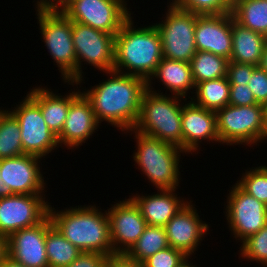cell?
<instances>
[{
	"label": "cell",
	"mask_w": 267,
	"mask_h": 267,
	"mask_svg": "<svg viewBox=\"0 0 267 267\" xmlns=\"http://www.w3.org/2000/svg\"><path fill=\"white\" fill-rule=\"evenodd\" d=\"M107 74L111 78L81 93L90 102L98 123L107 121L126 133L136 125L147 81L116 71Z\"/></svg>",
	"instance_id": "cell-1"
},
{
	"label": "cell",
	"mask_w": 267,
	"mask_h": 267,
	"mask_svg": "<svg viewBox=\"0 0 267 267\" xmlns=\"http://www.w3.org/2000/svg\"><path fill=\"white\" fill-rule=\"evenodd\" d=\"M132 18L115 35L113 71L148 81L163 58L161 37L155 25L137 29Z\"/></svg>",
	"instance_id": "cell-2"
},
{
	"label": "cell",
	"mask_w": 267,
	"mask_h": 267,
	"mask_svg": "<svg viewBox=\"0 0 267 267\" xmlns=\"http://www.w3.org/2000/svg\"><path fill=\"white\" fill-rule=\"evenodd\" d=\"M105 213V214H104ZM96 206L70 207L61 211L49 206L52 223L75 247L82 252L113 255L107 211Z\"/></svg>",
	"instance_id": "cell-3"
},
{
	"label": "cell",
	"mask_w": 267,
	"mask_h": 267,
	"mask_svg": "<svg viewBox=\"0 0 267 267\" xmlns=\"http://www.w3.org/2000/svg\"><path fill=\"white\" fill-rule=\"evenodd\" d=\"M152 89V85L147 86L143 94L139 117L133 129L183 150L180 99H187L176 95L169 97Z\"/></svg>",
	"instance_id": "cell-4"
},
{
	"label": "cell",
	"mask_w": 267,
	"mask_h": 267,
	"mask_svg": "<svg viewBox=\"0 0 267 267\" xmlns=\"http://www.w3.org/2000/svg\"><path fill=\"white\" fill-rule=\"evenodd\" d=\"M132 131H134L133 134L135 133L137 143V152L134 153L133 158L142 173L157 190L177 189L180 182L179 160L181 153L185 152L179 147L134 129L127 132Z\"/></svg>",
	"instance_id": "cell-5"
},
{
	"label": "cell",
	"mask_w": 267,
	"mask_h": 267,
	"mask_svg": "<svg viewBox=\"0 0 267 267\" xmlns=\"http://www.w3.org/2000/svg\"><path fill=\"white\" fill-rule=\"evenodd\" d=\"M216 113L219 142L226 145L248 146L267 139V122L265 106L255 104L249 106H227ZM250 144V145H249Z\"/></svg>",
	"instance_id": "cell-6"
},
{
	"label": "cell",
	"mask_w": 267,
	"mask_h": 267,
	"mask_svg": "<svg viewBox=\"0 0 267 267\" xmlns=\"http://www.w3.org/2000/svg\"><path fill=\"white\" fill-rule=\"evenodd\" d=\"M40 33L64 82H76L72 21L61 10H37Z\"/></svg>",
	"instance_id": "cell-7"
},
{
	"label": "cell",
	"mask_w": 267,
	"mask_h": 267,
	"mask_svg": "<svg viewBox=\"0 0 267 267\" xmlns=\"http://www.w3.org/2000/svg\"><path fill=\"white\" fill-rule=\"evenodd\" d=\"M72 41L76 54V82L70 85H80L83 81L81 62L105 73L114 69L115 35L94 29L90 26L72 21Z\"/></svg>",
	"instance_id": "cell-8"
},
{
	"label": "cell",
	"mask_w": 267,
	"mask_h": 267,
	"mask_svg": "<svg viewBox=\"0 0 267 267\" xmlns=\"http://www.w3.org/2000/svg\"><path fill=\"white\" fill-rule=\"evenodd\" d=\"M167 10L165 20L154 23L161 37L163 57L190 63L197 52L194 39L197 14L178 8L172 2Z\"/></svg>",
	"instance_id": "cell-9"
},
{
	"label": "cell",
	"mask_w": 267,
	"mask_h": 267,
	"mask_svg": "<svg viewBox=\"0 0 267 267\" xmlns=\"http://www.w3.org/2000/svg\"><path fill=\"white\" fill-rule=\"evenodd\" d=\"M125 0H70L61 11L73 22L116 35L131 16Z\"/></svg>",
	"instance_id": "cell-10"
},
{
	"label": "cell",
	"mask_w": 267,
	"mask_h": 267,
	"mask_svg": "<svg viewBox=\"0 0 267 267\" xmlns=\"http://www.w3.org/2000/svg\"><path fill=\"white\" fill-rule=\"evenodd\" d=\"M16 106L9 112L19 124L24 154L42 158L60 146L57 135L48 128L39 105L28 94Z\"/></svg>",
	"instance_id": "cell-11"
},
{
	"label": "cell",
	"mask_w": 267,
	"mask_h": 267,
	"mask_svg": "<svg viewBox=\"0 0 267 267\" xmlns=\"http://www.w3.org/2000/svg\"><path fill=\"white\" fill-rule=\"evenodd\" d=\"M43 195L13 194L0 198V234L35 226L49 215V202Z\"/></svg>",
	"instance_id": "cell-12"
},
{
	"label": "cell",
	"mask_w": 267,
	"mask_h": 267,
	"mask_svg": "<svg viewBox=\"0 0 267 267\" xmlns=\"http://www.w3.org/2000/svg\"><path fill=\"white\" fill-rule=\"evenodd\" d=\"M231 188L226 201V219L234 238L242 242L267 224V206L237 184Z\"/></svg>",
	"instance_id": "cell-13"
},
{
	"label": "cell",
	"mask_w": 267,
	"mask_h": 267,
	"mask_svg": "<svg viewBox=\"0 0 267 267\" xmlns=\"http://www.w3.org/2000/svg\"><path fill=\"white\" fill-rule=\"evenodd\" d=\"M107 210L113 255L126 254L143 234L147 223L131 198Z\"/></svg>",
	"instance_id": "cell-14"
},
{
	"label": "cell",
	"mask_w": 267,
	"mask_h": 267,
	"mask_svg": "<svg viewBox=\"0 0 267 267\" xmlns=\"http://www.w3.org/2000/svg\"><path fill=\"white\" fill-rule=\"evenodd\" d=\"M39 159L42 160L28 154L0 159L1 179L13 194L44 195L46 184L38 164Z\"/></svg>",
	"instance_id": "cell-15"
},
{
	"label": "cell",
	"mask_w": 267,
	"mask_h": 267,
	"mask_svg": "<svg viewBox=\"0 0 267 267\" xmlns=\"http://www.w3.org/2000/svg\"><path fill=\"white\" fill-rule=\"evenodd\" d=\"M49 215L39 224L20 229L8 237V256L25 267H49L46 255V230Z\"/></svg>",
	"instance_id": "cell-16"
},
{
	"label": "cell",
	"mask_w": 267,
	"mask_h": 267,
	"mask_svg": "<svg viewBox=\"0 0 267 267\" xmlns=\"http://www.w3.org/2000/svg\"><path fill=\"white\" fill-rule=\"evenodd\" d=\"M191 204L187 202L164 226L169 245L190 257L209 230Z\"/></svg>",
	"instance_id": "cell-17"
},
{
	"label": "cell",
	"mask_w": 267,
	"mask_h": 267,
	"mask_svg": "<svg viewBox=\"0 0 267 267\" xmlns=\"http://www.w3.org/2000/svg\"><path fill=\"white\" fill-rule=\"evenodd\" d=\"M194 39L197 51L211 52L230 60L232 52V13L197 14Z\"/></svg>",
	"instance_id": "cell-18"
},
{
	"label": "cell",
	"mask_w": 267,
	"mask_h": 267,
	"mask_svg": "<svg viewBox=\"0 0 267 267\" xmlns=\"http://www.w3.org/2000/svg\"><path fill=\"white\" fill-rule=\"evenodd\" d=\"M181 129L185 154L197 152L201 141L219 142L216 113L197 106L192 101L182 104Z\"/></svg>",
	"instance_id": "cell-19"
},
{
	"label": "cell",
	"mask_w": 267,
	"mask_h": 267,
	"mask_svg": "<svg viewBox=\"0 0 267 267\" xmlns=\"http://www.w3.org/2000/svg\"><path fill=\"white\" fill-rule=\"evenodd\" d=\"M99 123L95 118L90 102L81 93L70 105L68 115L61 133L57 136L61 146H68V149L77 148L79 145L97 131ZM72 147V148H71Z\"/></svg>",
	"instance_id": "cell-20"
},
{
	"label": "cell",
	"mask_w": 267,
	"mask_h": 267,
	"mask_svg": "<svg viewBox=\"0 0 267 267\" xmlns=\"http://www.w3.org/2000/svg\"><path fill=\"white\" fill-rule=\"evenodd\" d=\"M176 189H163L154 195L131 196L139 207L147 225L165 226L168 221L188 202L181 200L175 192ZM175 194V195H174Z\"/></svg>",
	"instance_id": "cell-21"
},
{
	"label": "cell",
	"mask_w": 267,
	"mask_h": 267,
	"mask_svg": "<svg viewBox=\"0 0 267 267\" xmlns=\"http://www.w3.org/2000/svg\"><path fill=\"white\" fill-rule=\"evenodd\" d=\"M51 92H50V91ZM81 94L80 90L63 96L54 94L51 89L35 87L28 95L39 105L43 118L48 128L57 136L63 129L68 115L69 105Z\"/></svg>",
	"instance_id": "cell-22"
},
{
	"label": "cell",
	"mask_w": 267,
	"mask_h": 267,
	"mask_svg": "<svg viewBox=\"0 0 267 267\" xmlns=\"http://www.w3.org/2000/svg\"><path fill=\"white\" fill-rule=\"evenodd\" d=\"M266 43L264 34L242 26L232 15V52L229 61L259 66Z\"/></svg>",
	"instance_id": "cell-23"
},
{
	"label": "cell",
	"mask_w": 267,
	"mask_h": 267,
	"mask_svg": "<svg viewBox=\"0 0 267 267\" xmlns=\"http://www.w3.org/2000/svg\"><path fill=\"white\" fill-rule=\"evenodd\" d=\"M159 79L172 95L186 99L188 90L195 89L192 77L191 65L185 61L169 60L162 58L154 74L147 81V86H151L152 78Z\"/></svg>",
	"instance_id": "cell-24"
},
{
	"label": "cell",
	"mask_w": 267,
	"mask_h": 267,
	"mask_svg": "<svg viewBox=\"0 0 267 267\" xmlns=\"http://www.w3.org/2000/svg\"><path fill=\"white\" fill-rule=\"evenodd\" d=\"M194 91L196 99L191 97V101L207 110L216 112L229 104L230 83L227 76L197 83Z\"/></svg>",
	"instance_id": "cell-25"
},
{
	"label": "cell",
	"mask_w": 267,
	"mask_h": 267,
	"mask_svg": "<svg viewBox=\"0 0 267 267\" xmlns=\"http://www.w3.org/2000/svg\"><path fill=\"white\" fill-rule=\"evenodd\" d=\"M45 247L49 267H66L82 253L53 223L46 230Z\"/></svg>",
	"instance_id": "cell-26"
},
{
	"label": "cell",
	"mask_w": 267,
	"mask_h": 267,
	"mask_svg": "<svg viewBox=\"0 0 267 267\" xmlns=\"http://www.w3.org/2000/svg\"><path fill=\"white\" fill-rule=\"evenodd\" d=\"M231 13L242 26L267 37V0H236Z\"/></svg>",
	"instance_id": "cell-27"
},
{
	"label": "cell",
	"mask_w": 267,
	"mask_h": 267,
	"mask_svg": "<svg viewBox=\"0 0 267 267\" xmlns=\"http://www.w3.org/2000/svg\"><path fill=\"white\" fill-rule=\"evenodd\" d=\"M169 246L165 227L147 225L143 234L125 255L130 260L142 263L156 252Z\"/></svg>",
	"instance_id": "cell-28"
},
{
	"label": "cell",
	"mask_w": 267,
	"mask_h": 267,
	"mask_svg": "<svg viewBox=\"0 0 267 267\" xmlns=\"http://www.w3.org/2000/svg\"><path fill=\"white\" fill-rule=\"evenodd\" d=\"M228 62V59L211 52L197 51L190 61L195 85L227 76Z\"/></svg>",
	"instance_id": "cell-29"
},
{
	"label": "cell",
	"mask_w": 267,
	"mask_h": 267,
	"mask_svg": "<svg viewBox=\"0 0 267 267\" xmlns=\"http://www.w3.org/2000/svg\"><path fill=\"white\" fill-rule=\"evenodd\" d=\"M21 131L17 119L0 109V159L23 155Z\"/></svg>",
	"instance_id": "cell-30"
},
{
	"label": "cell",
	"mask_w": 267,
	"mask_h": 267,
	"mask_svg": "<svg viewBox=\"0 0 267 267\" xmlns=\"http://www.w3.org/2000/svg\"><path fill=\"white\" fill-rule=\"evenodd\" d=\"M236 184L248 195L267 206V171L262 166L246 170Z\"/></svg>",
	"instance_id": "cell-31"
},
{
	"label": "cell",
	"mask_w": 267,
	"mask_h": 267,
	"mask_svg": "<svg viewBox=\"0 0 267 267\" xmlns=\"http://www.w3.org/2000/svg\"><path fill=\"white\" fill-rule=\"evenodd\" d=\"M241 243L240 255L242 258L267 266V224Z\"/></svg>",
	"instance_id": "cell-32"
},
{
	"label": "cell",
	"mask_w": 267,
	"mask_h": 267,
	"mask_svg": "<svg viewBox=\"0 0 267 267\" xmlns=\"http://www.w3.org/2000/svg\"><path fill=\"white\" fill-rule=\"evenodd\" d=\"M172 3L198 15L224 14L231 12L232 7L226 0H172Z\"/></svg>",
	"instance_id": "cell-33"
},
{
	"label": "cell",
	"mask_w": 267,
	"mask_h": 267,
	"mask_svg": "<svg viewBox=\"0 0 267 267\" xmlns=\"http://www.w3.org/2000/svg\"><path fill=\"white\" fill-rule=\"evenodd\" d=\"M185 257L182 251L169 246L144 260L142 265L143 267H176Z\"/></svg>",
	"instance_id": "cell-34"
},
{
	"label": "cell",
	"mask_w": 267,
	"mask_h": 267,
	"mask_svg": "<svg viewBox=\"0 0 267 267\" xmlns=\"http://www.w3.org/2000/svg\"><path fill=\"white\" fill-rule=\"evenodd\" d=\"M258 104L267 105V72L256 66L247 84Z\"/></svg>",
	"instance_id": "cell-35"
},
{
	"label": "cell",
	"mask_w": 267,
	"mask_h": 267,
	"mask_svg": "<svg viewBox=\"0 0 267 267\" xmlns=\"http://www.w3.org/2000/svg\"><path fill=\"white\" fill-rule=\"evenodd\" d=\"M255 65L229 61L227 78L230 84H248Z\"/></svg>",
	"instance_id": "cell-36"
},
{
	"label": "cell",
	"mask_w": 267,
	"mask_h": 267,
	"mask_svg": "<svg viewBox=\"0 0 267 267\" xmlns=\"http://www.w3.org/2000/svg\"><path fill=\"white\" fill-rule=\"evenodd\" d=\"M229 104L233 106H249L258 103L247 84H230Z\"/></svg>",
	"instance_id": "cell-37"
},
{
	"label": "cell",
	"mask_w": 267,
	"mask_h": 267,
	"mask_svg": "<svg viewBox=\"0 0 267 267\" xmlns=\"http://www.w3.org/2000/svg\"><path fill=\"white\" fill-rule=\"evenodd\" d=\"M108 256L95 252H82L77 259L66 267H105Z\"/></svg>",
	"instance_id": "cell-38"
},
{
	"label": "cell",
	"mask_w": 267,
	"mask_h": 267,
	"mask_svg": "<svg viewBox=\"0 0 267 267\" xmlns=\"http://www.w3.org/2000/svg\"><path fill=\"white\" fill-rule=\"evenodd\" d=\"M105 267H143V265L130 260L125 254H115L108 257Z\"/></svg>",
	"instance_id": "cell-39"
},
{
	"label": "cell",
	"mask_w": 267,
	"mask_h": 267,
	"mask_svg": "<svg viewBox=\"0 0 267 267\" xmlns=\"http://www.w3.org/2000/svg\"><path fill=\"white\" fill-rule=\"evenodd\" d=\"M37 10H61L64 7V0H37Z\"/></svg>",
	"instance_id": "cell-40"
},
{
	"label": "cell",
	"mask_w": 267,
	"mask_h": 267,
	"mask_svg": "<svg viewBox=\"0 0 267 267\" xmlns=\"http://www.w3.org/2000/svg\"><path fill=\"white\" fill-rule=\"evenodd\" d=\"M8 256V237L0 234V265Z\"/></svg>",
	"instance_id": "cell-41"
},
{
	"label": "cell",
	"mask_w": 267,
	"mask_h": 267,
	"mask_svg": "<svg viewBox=\"0 0 267 267\" xmlns=\"http://www.w3.org/2000/svg\"><path fill=\"white\" fill-rule=\"evenodd\" d=\"M0 267H25V266L7 256L3 261V263L0 265Z\"/></svg>",
	"instance_id": "cell-42"
},
{
	"label": "cell",
	"mask_w": 267,
	"mask_h": 267,
	"mask_svg": "<svg viewBox=\"0 0 267 267\" xmlns=\"http://www.w3.org/2000/svg\"><path fill=\"white\" fill-rule=\"evenodd\" d=\"M13 195L11 192L10 188L6 187V185L3 183V180L1 179L0 176V198L1 197H8Z\"/></svg>",
	"instance_id": "cell-43"
},
{
	"label": "cell",
	"mask_w": 267,
	"mask_h": 267,
	"mask_svg": "<svg viewBox=\"0 0 267 267\" xmlns=\"http://www.w3.org/2000/svg\"><path fill=\"white\" fill-rule=\"evenodd\" d=\"M259 66L267 72V43H266Z\"/></svg>",
	"instance_id": "cell-44"
},
{
	"label": "cell",
	"mask_w": 267,
	"mask_h": 267,
	"mask_svg": "<svg viewBox=\"0 0 267 267\" xmlns=\"http://www.w3.org/2000/svg\"><path fill=\"white\" fill-rule=\"evenodd\" d=\"M189 258V256H186L176 267H196L195 265L190 264L188 261Z\"/></svg>",
	"instance_id": "cell-45"
},
{
	"label": "cell",
	"mask_w": 267,
	"mask_h": 267,
	"mask_svg": "<svg viewBox=\"0 0 267 267\" xmlns=\"http://www.w3.org/2000/svg\"><path fill=\"white\" fill-rule=\"evenodd\" d=\"M226 1L232 6L236 0H226Z\"/></svg>",
	"instance_id": "cell-46"
},
{
	"label": "cell",
	"mask_w": 267,
	"mask_h": 267,
	"mask_svg": "<svg viewBox=\"0 0 267 267\" xmlns=\"http://www.w3.org/2000/svg\"><path fill=\"white\" fill-rule=\"evenodd\" d=\"M266 122H267V105L265 106Z\"/></svg>",
	"instance_id": "cell-47"
},
{
	"label": "cell",
	"mask_w": 267,
	"mask_h": 267,
	"mask_svg": "<svg viewBox=\"0 0 267 267\" xmlns=\"http://www.w3.org/2000/svg\"><path fill=\"white\" fill-rule=\"evenodd\" d=\"M70 0H64V6L69 2Z\"/></svg>",
	"instance_id": "cell-48"
},
{
	"label": "cell",
	"mask_w": 267,
	"mask_h": 267,
	"mask_svg": "<svg viewBox=\"0 0 267 267\" xmlns=\"http://www.w3.org/2000/svg\"><path fill=\"white\" fill-rule=\"evenodd\" d=\"M262 167L267 171V166H263V165H262Z\"/></svg>",
	"instance_id": "cell-49"
}]
</instances>
